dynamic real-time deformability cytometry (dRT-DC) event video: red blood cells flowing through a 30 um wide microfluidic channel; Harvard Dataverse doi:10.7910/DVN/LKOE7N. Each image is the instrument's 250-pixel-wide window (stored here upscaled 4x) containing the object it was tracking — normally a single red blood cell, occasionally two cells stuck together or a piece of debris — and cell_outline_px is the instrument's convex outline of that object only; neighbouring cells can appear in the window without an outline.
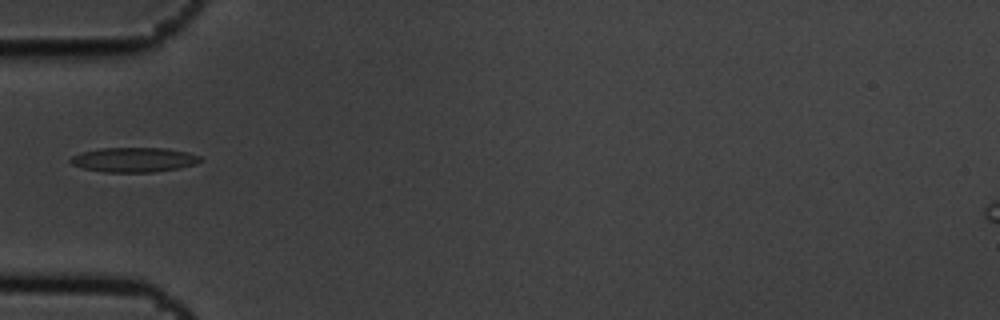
{"species": "common noctule bat (a hibernating species)", "species_latin": "Nyctalus noctula", "temperature_condition": "cold", "stored_images_in_passage": 5, "camera_frame_rate_fps": 3000, "um_per_image_px": 0.085, "animal": {"sex": "male", "body_mass_g": 19.5, "forearm_length_mm": 54.6}, "frame": {"image": 1, "passage_image": 5, "time_ms": 1.333, "image_size_px": [1000, 320], "cell_outline_px": [[204, 160], [196, 164], [180, 168], [152, 172], [104, 172], [84, 168], [72, 164], [68, 160], [72, 156], [80, 152], [100, 148], [164, 148], [188, 152], [200, 156]], "centroid_in_image_um": [11.4, 13.57], "position_along_channel_um": 73.6, "area_um2": 18.73}}